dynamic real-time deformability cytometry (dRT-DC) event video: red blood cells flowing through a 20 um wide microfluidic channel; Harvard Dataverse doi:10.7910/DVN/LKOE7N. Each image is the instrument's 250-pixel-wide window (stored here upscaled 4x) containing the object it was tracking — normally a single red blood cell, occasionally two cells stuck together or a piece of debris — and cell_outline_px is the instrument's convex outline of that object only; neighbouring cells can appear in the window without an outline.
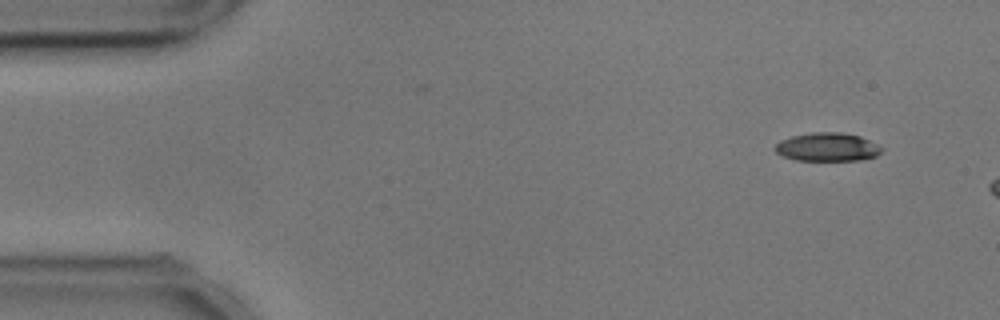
{"species": "common noctule bat (a hibernating species)", "species_latin": "Nyctalus noctula", "temperature_condition": "cold", "stored_images_in_passage": 7, "camera_frame_rate_fps": 3000, "um_per_image_px": 0.085, "animal": {"sex": "male", "body_mass_g": 17.9, "forearm_length_mm": 54.2}, "frame": {"image": 1, "passage_image": 1, "time_ms": 0.0, "image_size_px": [1000, 320], "cell_outline_px": [[884, 148], [876, 156], [860, 160], [796, 160], [784, 156], [776, 152], [776, 144], [780, 140], [792, 136], [812, 132], [840, 132], [860, 136]], "centroid_in_image_um": [70.33, 12.49], "position_along_channel_um": 14.7, "area_um2": 17.51}}